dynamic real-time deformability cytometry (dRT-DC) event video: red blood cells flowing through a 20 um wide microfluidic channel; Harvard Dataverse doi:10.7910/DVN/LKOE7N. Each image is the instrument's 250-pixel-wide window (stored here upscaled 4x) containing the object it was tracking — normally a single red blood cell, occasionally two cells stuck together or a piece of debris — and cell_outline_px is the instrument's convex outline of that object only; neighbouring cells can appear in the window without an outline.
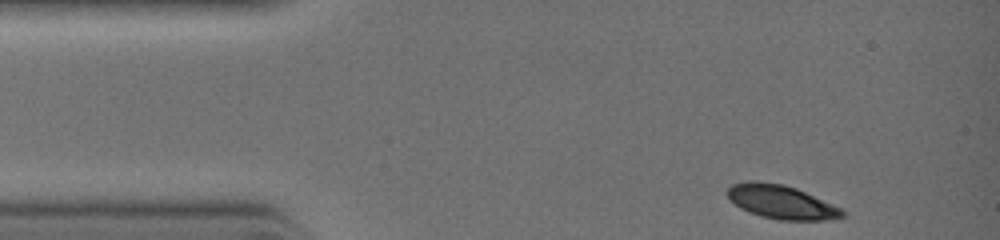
{"species": "common noctule bat (a hibernating species)", "species_latin": "Nyctalus noctula", "temperature_condition": "warm", "stored_images_in_passage": 27, "camera_frame_rate_fps": 3000, "um_per_image_px": 0.085, "animal": {"sex": "female", "body_mass_g": 19.0, "forearm_length_mm": 51.5}, "frame": {"image": 1, "passage_image": 1, "time_ms": 0.0, "image_size_px": [1000, 240], "cell_outline_px": [[844, 216], [824, 220], [776, 220], [760, 216], [748, 212], [740, 208], [728, 196], [728, 188], [732, 184], [748, 180], [756, 180], [784, 184], [796, 188], [844, 208]], "centroid_in_image_um": [66.42, 17.16], "position_along_channel_um": 18.6, "area_um2": 22.77}}
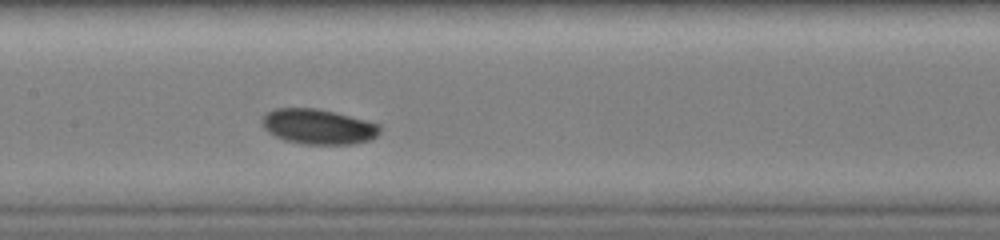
{"frame": {"image": 2, "passage_image": 13, "time_ms": 4.0, "image_size_px": [1000, 240], "cell_outline_px": [[380, 132], [376, 136], [368, 140], [352, 144], [304, 144], [284, 140], [268, 132], [260, 124], [260, 120], [268, 112], [276, 108], [316, 108], [380, 124]], "centroid_in_image_um": [27.01, 10.77], "position_along_channel_um": 180.4, "area_um2": 23.93}}
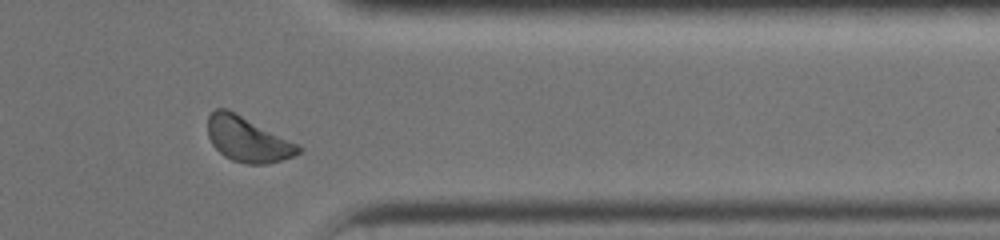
{"frame": {"image": 3, "passage_image": 24, "time_ms": 7.667, "image_size_px": [1000, 240], "cell_outline_px": [[300, 152], [284, 160], [268, 164], [244, 164], [232, 160], [224, 156], [212, 144], [208, 136], [208, 116], [216, 108], [228, 108], [300, 144]], "centroid_in_image_um": [21.06, 11.84], "position_along_channel_um": 390.3, "area_um2": 24.04}}